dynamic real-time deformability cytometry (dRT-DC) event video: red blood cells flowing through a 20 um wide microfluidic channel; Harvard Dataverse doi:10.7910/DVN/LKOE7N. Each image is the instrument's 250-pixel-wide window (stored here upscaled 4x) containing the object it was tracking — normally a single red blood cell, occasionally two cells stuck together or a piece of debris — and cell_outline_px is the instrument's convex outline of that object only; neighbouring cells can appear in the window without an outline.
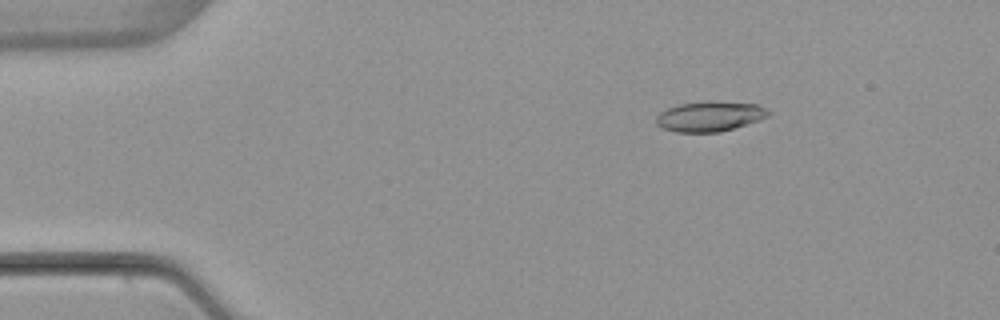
{"species": "common noctule bat (a hibernating species)", "species_latin": "Nyctalus noctula", "temperature_condition": "warm", "stored_images_in_passage": 4, "camera_frame_rate_fps": 3000, "um_per_image_px": 0.085, "animal": {"sex": "female", "body_mass_g": 22.7, "forearm_length_mm": 54.2}, "frame": {"image": 1, "passage_image": 2, "time_ms": 2.333, "image_size_px": [1000, 320], "cell_outline_px": [[772, 112], [768, 116], [760, 120], [720, 132], [676, 132], [664, 128], [656, 124], [656, 116], [660, 112], [668, 108], [680, 104], [760, 104]], "centroid_in_image_um": [60.34, 9.94], "position_along_channel_um": 24.7, "area_um2": 18.73}}